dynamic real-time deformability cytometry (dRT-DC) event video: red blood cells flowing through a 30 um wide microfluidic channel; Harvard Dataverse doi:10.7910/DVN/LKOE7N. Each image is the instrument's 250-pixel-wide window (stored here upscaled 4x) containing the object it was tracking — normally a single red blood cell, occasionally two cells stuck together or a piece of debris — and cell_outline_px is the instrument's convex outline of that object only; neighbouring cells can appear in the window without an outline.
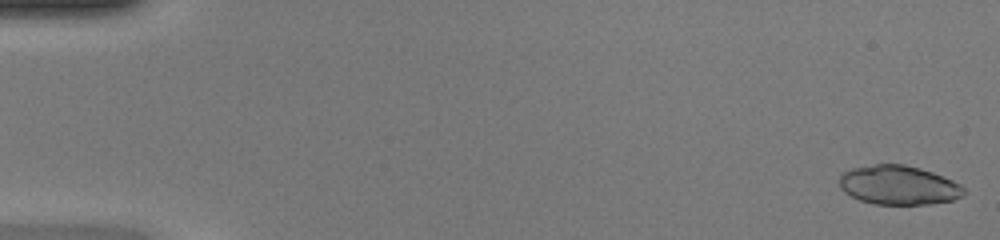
{"species": "common noctule bat (a hibernating species)", "species_latin": "Nyctalus noctula", "temperature_condition": "warm", "stored_images_in_passage": 9, "camera_frame_rate_fps": 3000, "um_per_image_px": 0.085, "animal": {"sex": "female", "body_mass_g": 20.0, "forearm_length_mm": 54.0}, "frame": {"image": 1, "passage_image": 1, "time_ms": 0.0, "image_size_px": [1000, 240], "cell_outline_px": [[964, 196], [952, 200], [928, 204], [872, 204], [860, 200], [844, 192], [840, 188], [840, 172], [852, 168], [876, 164], [904, 164], [920, 168], [932, 172], [952, 180], [960, 184], [964, 188]], "centroid_in_image_um": [76.36, 15.73], "position_along_channel_um": 8.6, "area_um2": 28.44}}